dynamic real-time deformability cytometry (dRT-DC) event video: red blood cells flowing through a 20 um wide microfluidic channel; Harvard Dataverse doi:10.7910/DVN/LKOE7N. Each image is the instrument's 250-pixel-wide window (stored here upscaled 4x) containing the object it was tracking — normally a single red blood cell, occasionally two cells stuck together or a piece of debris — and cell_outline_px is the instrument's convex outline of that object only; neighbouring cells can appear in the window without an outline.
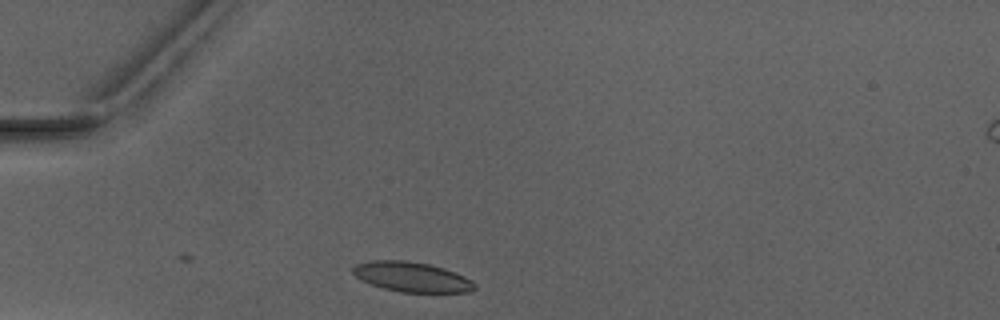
{"species": "Egyptian fruit bat (a non-hibernating species)", "species_latin": "Rousettus aegyptiacus", "temperature_condition": "warm", "stored_images_in_passage": 1, "camera_frame_rate_fps": 3000, "um_per_image_px": 0.085, "animal": {"sex": "male"}, "frame": {"image": 1, "passage_image": 1, "time_ms": 0.0, "image_size_px": [1000, 320], "cell_outline_px": [[476, 288], [468, 292], [400, 292], [384, 288], [360, 280], [352, 272], [352, 268], [356, 264], [368, 260], [404, 260], [428, 264], [444, 268], [464, 276], [472, 280], [476, 284]], "centroid_in_image_um": [34.99, 23.53], "position_along_channel_um": 50.0, "area_um2": 21.21}}